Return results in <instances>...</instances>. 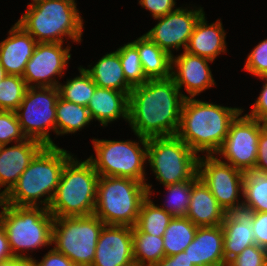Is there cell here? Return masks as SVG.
I'll return each instance as SVG.
<instances>
[{
    "instance_id": "obj_1",
    "label": "cell",
    "mask_w": 267,
    "mask_h": 266,
    "mask_svg": "<svg viewBox=\"0 0 267 266\" xmlns=\"http://www.w3.org/2000/svg\"><path fill=\"white\" fill-rule=\"evenodd\" d=\"M187 95L172 77L149 79L129 94L128 123L135 135L152 138L175 136Z\"/></svg>"
},
{
    "instance_id": "obj_2",
    "label": "cell",
    "mask_w": 267,
    "mask_h": 266,
    "mask_svg": "<svg viewBox=\"0 0 267 266\" xmlns=\"http://www.w3.org/2000/svg\"><path fill=\"white\" fill-rule=\"evenodd\" d=\"M243 109L225 107L196 98H186L182 105L176 133L197 155H216L229 132V127Z\"/></svg>"
},
{
    "instance_id": "obj_3",
    "label": "cell",
    "mask_w": 267,
    "mask_h": 266,
    "mask_svg": "<svg viewBox=\"0 0 267 266\" xmlns=\"http://www.w3.org/2000/svg\"><path fill=\"white\" fill-rule=\"evenodd\" d=\"M72 156L58 145L44 146L12 189L2 197V202L14 206L43 205L48 209L59 184L62 169ZM42 197L45 198L40 200Z\"/></svg>"
},
{
    "instance_id": "obj_4",
    "label": "cell",
    "mask_w": 267,
    "mask_h": 266,
    "mask_svg": "<svg viewBox=\"0 0 267 266\" xmlns=\"http://www.w3.org/2000/svg\"><path fill=\"white\" fill-rule=\"evenodd\" d=\"M75 0H42L28 4L16 22L38 43H64V37L81 42L83 20Z\"/></svg>"
},
{
    "instance_id": "obj_5",
    "label": "cell",
    "mask_w": 267,
    "mask_h": 266,
    "mask_svg": "<svg viewBox=\"0 0 267 266\" xmlns=\"http://www.w3.org/2000/svg\"><path fill=\"white\" fill-rule=\"evenodd\" d=\"M99 174L86 159L73 156L65 163L48 207L54 217L87 216L94 212Z\"/></svg>"
},
{
    "instance_id": "obj_6",
    "label": "cell",
    "mask_w": 267,
    "mask_h": 266,
    "mask_svg": "<svg viewBox=\"0 0 267 266\" xmlns=\"http://www.w3.org/2000/svg\"><path fill=\"white\" fill-rule=\"evenodd\" d=\"M0 224L16 259L31 260L24 250L50 246L54 216L45 207L14 206L1 202ZM22 253H21V252Z\"/></svg>"
},
{
    "instance_id": "obj_7",
    "label": "cell",
    "mask_w": 267,
    "mask_h": 266,
    "mask_svg": "<svg viewBox=\"0 0 267 266\" xmlns=\"http://www.w3.org/2000/svg\"><path fill=\"white\" fill-rule=\"evenodd\" d=\"M145 184L132 178L99 176L93 214L106 225L134 227L148 197Z\"/></svg>"
},
{
    "instance_id": "obj_8",
    "label": "cell",
    "mask_w": 267,
    "mask_h": 266,
    "mask_svg": "<svg viewBox=\"0 0 267 266\" xmlns=\"http://www.w3.org/2000/svg\"><path fill=\"white\" fill-rule=\"evenodd\" d=\"M136 136L139 138L138 142L92 139L96 157L91 155L88 160L99 176L126 177L146 183L147 193L151 196L152 184H147L144 170L148 139Z\"/></svg>"
},
{
    "instance_id": "obj_9",
    "label": "cell",
    "mask_w": 267,
    "mask_h": 266,
    "mask_svg": "<svg viewBox=\"0 0 267 266\" xmlns=\"http://www.w3.org/2000/svg\"><path fill=\"white\" fill-rule=\"evenodd\" d=\"M104 225L95 214L54 217L51 244L76 266H91Z\"/></svg>"
},
{
    "instance_id": "obj_10",
    "label": "cell",
    "mask_w": 267,
    "mask_h": 266,
    "mask_svg": "<svg viewBox=\"0 0 267 266\" xmlns=\"http://www.w3.org/2000/svg\"><path fill=\"white\" fill-rule=\"evenodd\" d=\"M198 158L176 135L148 139L147 161L164 186L193 179L198 174Z\"/></svg>"
},
{
    "instance_id": "obj_11",
    "label": "cell",
    "mask_w": 267,
    "mask_h": 266,
    "mask_svg": "<svg viewBox=\"0 0 267 266\" xmlns=\"http://www.w3.org/2000/svg\"><path fill=\"white\" fill-rule=\"evenodd\" d=\"M58 87H28L19 107L15 110L24 135L44 146H56L49 130L56 133V101Z\"/></svg>"
},
{
    "instance_id": "obj_12",
    "label": "cell",
    "mask_w": 267,
    "mask_h": 266,
    "mask_svg": "<svg viewBox=\"0 0 267 266\" xmlns=\"http://www.w3.org/2000/svg\"><path fill=\"white\" fill-rule=\"evenodd\" d=\"M239 113L232 121L223 145L216 153L227 160L223 161L244 173L255 168L258 154V140L261 130L267 125L255 118Z\"/></svg>"
},
{
    "instance_id": "obj_13",
    "label": "cell",
    "mask_w": 267,
    "mask_h": 266,
    "mask_svg": "<svg viewBox=\"0 0 267 266\" xmlns=\"http://www.w3.org/2000/svg\"><path fill=\"white\" fill-rule=\"evenodd\" d=\"M205 156L198 158V176L227 213L232 207L243 203L238 196L242 195L245 173L215 155Z\"/></svg>"
},
{
    "instance_id": "obj_14",
    "label": "cell",
    "mask_w": 267,
    "mask_h": 266,
    "mask_svg": "<svg viewBox=\"0 0 267 266\" xmlns=\"http://www.w3.org/2000/svg\"><path fill=\"white\" fill-rule=\"evenodd\" d=\"M70 47L63 43H37L22 78L28 87H58L55 76L64 77V69L71 59ZM34 84V85H33Z\"/></svg>"
},
{
    "instance_id": "obj_15",
    "label": "cell",
    "mask_w": 267,
    "mask_h": 266,
    "mask_svg": "<svg viewBox=\"0 0 267 266\" xmlns=\"http://www.w3.org/2000/svg\"><path fill=\"white\" fill-rule=\"evenodd\" d=\"M204 13L203 7L195 10L178 7L165 16L155 18L158 23L145 35L172 57L173 49L183 47L186 50L194 27Z\"/></svg>"
},
{
    "instance_id": "obj_16",
    "label": "cell",
    "mask_w": 267,
    "mask_h": 266,
    "mask_svg": "<svg viewBox=\"0 0 267 266\" xmlns=\"http://www.w3.org/2000/svg\"><path fill=\"white\" fill-rule=\"evenodd\" d=\"M91 266H135L132 227L105 224Z\"/></svg>"
},
{
    "instance_id": "obj_17",
    "label": "cell",
    "mask_w": 267,
    "mask_h": 266,
    "mask_svg": "<svg viewBox=\"0 0 267 266\" xmlns=\"http://www.w3.org/2000/svg\"><path fill=\"white\" fill-rule=\"evenodd\" d=\"M210 62L213 61L186 51L177 57L172 56L171 77L180 92L182 87H185L189 94L187 98H195L201 92L216 85L208 64Z\"/></svg>"
},
{
    "instance_id": "obj_18",
    "label": "cell",
    "mask_w": 267,
    "mask_h": 266,
    "mask_svg": "<svg viewBox=\"0 0 267 266\" xmlns=\"http://www.w3.org/2000/svg\"><path fill=\"white\" fill-rule=\"evenodd\" d=\"M254 213V210L244 203L232 207L226 213L222 223L223 253L226 265L246 247L256 244L252 230Z\"/></svg>"
},
{
    "instance_id": "obj_19",
    "label": "cell",
    "mask_w": 267,
    "mask_h": 266,
    "mask_svg": "<svg viewBox=\"0 0 267 266\" xmlns=\"http://www.w3.org/2000/svg\"><path fill=\"white\" fill-rule=\"evenodd\" d=\"M44 147V145L33 139L27 138L24 141L17 142L16 145H2L0 148V196L6 195L25 169L29 166L31 160Z\"/></svg>"
},
{
    "instance_id": "obj_20",
    "label": "cell",
    "mask_w": 267,
    "mask_h": 266,
    "mask_svg": "<svg viewBox=\"0 0 267 266\" xmlns=\"http://www.w3.org/2000/svg\"><path fill=\"white\" fill-rule=\"evenodd\" d=\"M8 35L0 41V61L7 75L22 77L38 42L18 23L14 24Z\"/></svg>"
},
{
    "instance_id": "obj_21",
    "label": "cell",
    "mask_w": 267,
    "mask_h": 266,
    "mask_svg": "<svg viewBox=\"0 0 267 266\" xmlns=\"http://www.w3.org/2000/svg\"><path fill=\"white\" fill-rule=\"evenodd\" d=\"M222 225L198 227L194 240L184 250L194 266H226Z\"/></svg>"
},
{
    "instance_id": "obj_22",
    "label": "cell",
    "mask_w": 267,
    "mask_h": 266,
    "mask_svg": "<svg viewBox=\"0 0 267 266\" xmlns=\"http://www.w3.org/2000/svg\"><path fill=\"white\" fill-rule=\"evenodd\" d=\"M226 216L209 188L198 178L192 184L191 198L186 217L197 227L222 225Z\"/></svg>"
},
{
    "instance_id": "obj_23",
    "label": "cell",
    "mask_w": 267,
    "mask_h": 266,
    "mask_svg": "<svg viewBox=\"0 0 267 266\" xmlns=\"http://www.w3.org/2000/svg\"><path fill=\"white\" fill-rule=\"evenodd\" d=\"M205 18L204 13L196 23L185 51L214 61L221 52H227L226 33L219 19L208 25Z\"/></svg>"
},
{
    "instance_id": "obj_24",
    "label": "cell",
    "mask_w": 267,
    "mask_h": 266,
    "mask_svg": "<svg viewBox=\"0 0 267 266\" xmlns=\"http://www.w3.org/2000/svg\"><path fill=\"white\" fill-rule=\"evenodd\" d=\"M129 96L121 91L96 87L87 106L92 120L108 126V123L122 117L128 122Z\"/></svg>"
},
{
    "instance_id": "obj_25",
    "label": "cell",
    "mask_w": 267,
    "mask_h": 266,
    "mask_svg": "<svg viewBox=\"0 0 267 266\" xmlns=\"http://www.w3.org/2000/svg\"><path fill=\"white\" fill-rule=\"evenodd\" d=\"M84 70L98 87L121 91L128 96L133 88L126 81L117 50L105 54L94 66Z\"/></svg>"
},
{
    "instance_id": "obj_26",
    "label": "cell",
    "mask_w": 267,
    "mask_h": 266,
    "mask_svg": "<svg viewBox=\"0 0 267 266\" xmlns=\"http://www.w3.org/2000/svg\"><path fill=\"white\" fill-rule=\"evenodd\" d=\"M132 43L137 47L143 71L148 79L171 77L172 57L167 52L145 34Z\"/></svg>"
},
{
    "instance_id": "obj_27",
    "label": "cell",
    "mask_w": 267,
    "mask_h": 266,
    "mask_svg": "<svg viewBox=\"0 0 267 266\" xmlns=\"http://www.w3.org/2000/svg\"><path fill=\"white\" fill-rule=\"evenodd\" d=\"M92 121L89 110L64 100L60 96L56 101V135L75 133Z\"/></svg>"
},
{
    "instance_id": "obj_28",
    "label": "cell",
    "mask_w": 267,
    "mask_h": 266,
    "mask_svg": "<svg viewBox=\"0 0 267 266\" xmlns=\"http://www.w3.org/2000/svg\"><path fill=\"white\" fill-rule=\"evenodd\" d=\"M197 228L187 217H173L163 234L165 256L183 252L194 240Z\"/></svg>"
},
{
    "instance_id": "obj_29",
    "label": "cell",
    "mask_w": 267,
    "mask_h": 266,
    "mask_svg": "<svg viewBox=\"0 0 267 266\" xmlns=\"http://www.w3.org/2000/svg\"><path fill=\"white\" fill-rule=\"evenodd\" d=\"M135 266H154L165 258L163 236L139 232L132 227Z\"/></svg>"
},
{
    "instance_id": "obj_30",
    "label": "cell",
    "mask_w": 267,
    "mask_h": 266,
    "mask_svg": "<svg viewBox=\"0 0 267 266\" xmlns=\"http://www.w3.org/2000/svg\"><path fill=\"white\" fill-rule=\"evenodd\" d=\"M242 202L254 212H267V173L256 168L248 169L243 179Z\"/></svg>"
},
{
    "instance_id": "obj_31",
    "label": "cell",
    "mask_w": 267,
    "mask_h": 266,
    "mask_svg": "<svg viewBox=\"0 0 267 266\" xmlns=\"http://www.w3.org/2000/svg\"><path fill=\"white\" fill-rule=\"evenodd\" d=\"M148 197L142 202L138 220L134 226L139 232L153 236H163L173 216L157 206Z\"/></svg>"
},
{
    "instance_id": "obj_32",
    "label": "cell",
    "mask_w": 267,
    "mask_h": 266,
    "mask_svg": "<svg viewBox=\"0 0 267 266\" xmlns=\"http://www.w3.org/2000/svg\"><path fill=\"white\" fill-rule=\"evenodd\" d=\"M78 69L79 76L67 79L64 85L62 83L58 85L59 96L66 101L87 107L97 85L84 70L83 66Z\"/></svg>"
},
{
    "instance_id": "obj_33",
    "label": "cell",
    "mask_w": 267,
    "mask_h": 266,
    "mask_svg": "<svg viewBox=\"0 0 267 266\" xmlns=\"http://www.w3.org/2000/svg\"><path fill=\"white\" fill-rule=\"evenodd\" d=\"M117 51L119 52V58L126 81L132 87L146 83L149 79L143 71L137 47L132 42H128L124 44V46H120Z\"/></svg>"
},
{
    "instance_id": "obj_34",
    "label": "cell",
    "mask_w": 267,
    "mask_h": 266,
    "mask_svg": "<svg viewBox=\"0 0 267 266\" xmlns=\"http://www.w3.org/2000/svg\"><path fill=\"white\" fill-rule=\"evenodd\" d=\"M199 178L198 174L191 180L177 184L166 185L165 188L170 194L168 204L161 208L173 217H186L191 198L192 184Z\"/></svg>"
},
{
    "instance_id": "obj_35",
    "label": "cell",
    "mask_w": 267,
    "mask_h": 266,
    "mask_svg": "<svg viewBox=\"0 0 267 266\" xmlns=\"http://www.w3.org/2000/svg\"><path fill=\"white\" fill-rule=\"evenodd\" d=\"M28 86L17 75H6L0 82V110L15 111L24 99Z\"/></svg>"
},
{
    "instance_id": "obj_36",
    "label": "cell",
    "mask_w": 267,
    "mask_h": 266,
    "mask_svg": "<svg viewBox=\"0 0 267 266\" xmlns=\"http://www.w3.org/2000/svg\"><path fill=\"white\" fill-rule=\"evenodd\" d=\"M15 111L0 110V145H6L26 140Z\"/></svg>"
},
{
    "instance_id": "obj_37",
    "label": "cell",
    "mask_w": 267,
    "mask_h": 266,
    "mask_svg": "<svg viewBox=\"0 0 267 266\" xmlns=\"http://www.w3.org/2000/svg\"><path fill=\"white\" fill-rule=\"evenodd\" d=\"M226 266H267V249L257 244L248 246Z\"/></svg>"
},
{
    "instance_id": "obj_38",
    "label": "cell",
    "mask_w": 267,
    "mask_h": 266,
    "mask_svg": "<svg viewBox=\"0 0 267 266\" xmlns=\"http://www.w3.org/2000/svg\"><path fill=\"white\" fill-rule=\"evenodd\" d=\"M244 70L248 71L254 76H267V39L261 41L248 54Z\"/></svg>"
},
{
    "instance_id": "obj_39",
    "label": "cell",
    "mask_w": 267,
    "mask_h": 266,
    "mask_svg": "<svg viewBox=\"0 0 267 266\" xmlns=\"http://www.w3.org/2000/svg\"><path fill=\"white\" fill-rule=\"evenodd\" d=\"M176 0H139V4L150 11L152 17L158 18L176 10Z\"/></svg>"
},
{
    "instance_id": "obj_40",
    "label": "cell",
    "mask_w": 267,
    "mask_h": 266,
    "mask_svg": "<svg viewBox=\"0 0 267 266\" xmlns=\"http://www.w3.org/2000/svg\"><path fill=\"white\" fill-rule=\"evenodd\" d=\"M252 230L256 244L267 249V212H255Z\"/></svg>"
},
{
    "instance_id": "obj_41",
    "label": "cell",
    "mask_w": 267,
    "mask_h": 266,
    "mask_svg": "<svg viewBox=\"0 0 267 266\" xmlns=\"http://www.w3.org/2000/svg\"><path fill=\"white\" fill-rule=\"evenodd\" d=\"M265 81L261 93L252 106V110L248 116L267 124V76L259 77Z\"/></svg>"
},
{
    "instance_id": "obj_42",
    "label": "cell",
    "mask_w": 267,
    "mask_h": 266,
    "mask_svg": "<svg viewBox=\"0 0 267 266\" xmlns=\"http://www.w3.org/2000/svg\"><path fill=\"white\" fill-rule=\"evenodd\" d=\"M31 263L32 266H76L69 258L54 248H51L41 261L38 262L32 258Z\"/></svg>"
},
{
    "instance_id": "obj_43",
    "label": "cell",
    "mask_w": 267,
    "mask_h": 266,
    "mask_svg": "<svg viewBox=\"0 0 267 266\" xmlns=\"http://www.w3.org/2000/svg\"><path fill=\"white\" fill-rule=\"evenodd\" d=\"M255 168L267 173V125L260 132Z\"/></svg>"
},
{
    "instance_id": "obj_44",
    "label": "cell",
    "mask_w": 267,
    "mask_h": 266,
    "mask_svg": "<svg viewBox=\"0 0 267 266\" xmlns=\"http://www.w3.org/2000/svg\"><path fill=\"white\" fill-rule=\"evenodd\" d=\"M154 266H194L192 261L189 260L185 251L178 254L165 257L157 262Z\"/></svg>"
},
{
    "instance_id": "obj_45",
    "label": "cell",
    "mask_w": 267,
    "mask_h": 266,
    "mask_svg": "<svg viewBox=\"0 0 267 266\" xmlns=\"http://www.w3.org/2000/svg\"><path fill=\"white\" fill-rule=\"evenodd\" d=\"M16 259L11 251L4 228L0 224V264Z\"/></svg>"
},
{
    "instance_id": "obj_46",
    "label": "cell",
    "mask_w": 267,
    "mask_h": 266,
    "mask_svg": "<svg viewBox=\"0 0 267 266\" xmlns=\"http://www.w3.org/2000/svg\"><path fill=\"white\" fill-rule=\"evenodd\" d=\"M0 266H32L31 260L14 259L12 261L0 264Z\"/></svg>"
},
{
    "instance_id": "obj_47",
    "label": "cell",
    "mask_w": 267,
    "mask_h": 266,
    "mask_svg": "<svg viewBox=\"0 0 267 266\" xmlns=\"http://www.w3.org/2000/svg\"><path fill=\"white\" fill-rule=\"evenodd\" d=\"M6 75L7 74L5 72V69H4V67H3V65L1 64V61H0V82H1V80H3L5 78Z\"/></svg>"
},
{
    "instance_id": "obj_48",
    "label": "cell",
    "mask_w": 267,
    "mask_h": 266,
    "mask_svg": "<svg viewBox=\"0 0 267 266\" xmlns=\"http://www.w3.org/2000/svg\"><path fill=\"white\" fill-rule=\"evenodd\" d=\"M33 2L32 3H29V4H34L36 2H39V1H42V0H32Z\"/></svg>"
}]
</instances>
